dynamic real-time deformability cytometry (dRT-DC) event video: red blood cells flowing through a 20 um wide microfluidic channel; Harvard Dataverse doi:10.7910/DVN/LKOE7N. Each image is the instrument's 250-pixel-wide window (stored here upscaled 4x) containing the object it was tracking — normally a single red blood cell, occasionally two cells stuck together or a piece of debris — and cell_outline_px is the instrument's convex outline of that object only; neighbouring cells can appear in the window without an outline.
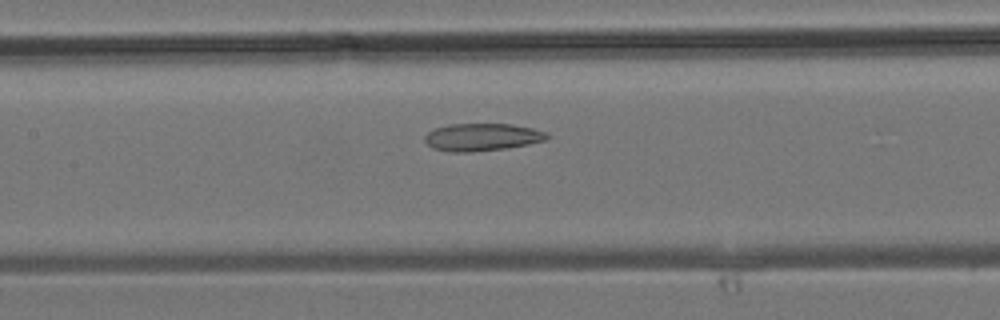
{"species": "common noctule bat (a hibernating species)", "species_latin": "Nyctalus noctula", "temperature_condition": "room temperature", "stored_images_in_passage": 17, "camera_frame_rate_fps": 3000, "um_per_image_px": 0.085, "animal": {"sex": "male", "body_mass_g": 19.2, "forearm_length_mm": 51.8}, "frame": {"image": 1, "passage_image": 17, "time_ms": 5.333, "image_size_px": [1000, 320], "cell_outline_px": [[548, 140], [528, 144], [504, 148], [472, 152], [448, 152], [432, 148], [424, 140], [424, 136], [432, 128], [448, 124], [512, 124], [532, 128], [548, 132]], "centroid_in_image_um": [40.95, 11.65], "position_along_channel_um": 166.5, "area_um2": 19.77}}